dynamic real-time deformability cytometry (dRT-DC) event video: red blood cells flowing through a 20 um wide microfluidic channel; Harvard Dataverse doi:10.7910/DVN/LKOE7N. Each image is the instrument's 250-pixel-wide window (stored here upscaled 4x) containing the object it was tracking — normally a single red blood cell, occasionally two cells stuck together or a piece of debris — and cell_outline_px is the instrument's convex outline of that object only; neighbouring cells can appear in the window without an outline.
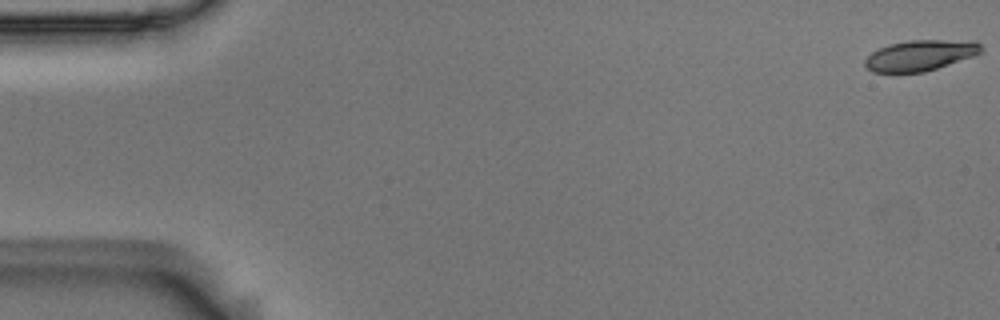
{"species": "Egyptian fruit bat (a non-hibernating species)", "species_latin": "Rousettus aegyptiacus", "temperature_condition": "room temperature", "stored_images_in_passage": 55, "camera_frame_rate_fps": 3000, "um_per_image_px": 0.085, "animal": {"sex": "male"}, "frame": {"image": 1, "passage_image": 1, "time_ms": 0.0, "image_size_px": [1000, 320], "cell_outline_px": [[980, 52], [976, 56], [924, 72], [872, 72], [864, 64], [864, 60], [872, 52], [888, 44], [908, 40], [976, 40], [980, 44]], "centroid_in_image_um": [78.24, 4.7], "position_along_channel_um": 6.8, "area_um2": 20.87}}
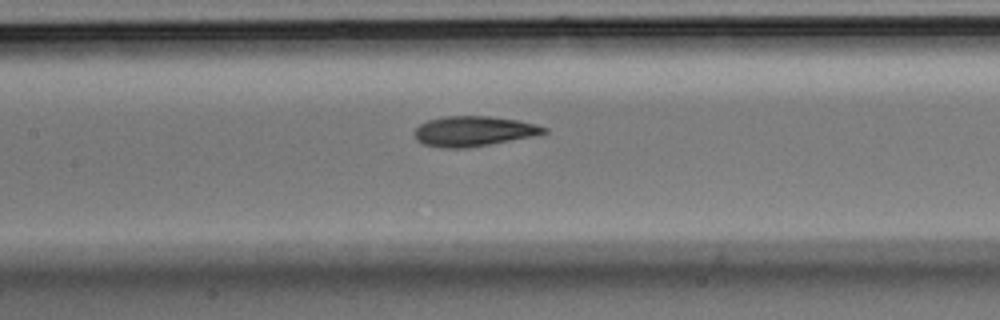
{"frame": {"image": 2, "passage_image": 26, "time_ms": 8.333, "image_size_px": [1000, 320], "cell_outline_px": [[548, 132], [532, 136], [468, 148], [440, 148], [424, 144], [416, 140], [412, 132], [420, 124], [428, 120], [444, 116], [488, 116], [516, 120], [536, 124], [548, 128]], "centroid_in_image_um": [40.21, 11.15], "position_along_channel_um": 167.2, "area_um2": 22.72}}
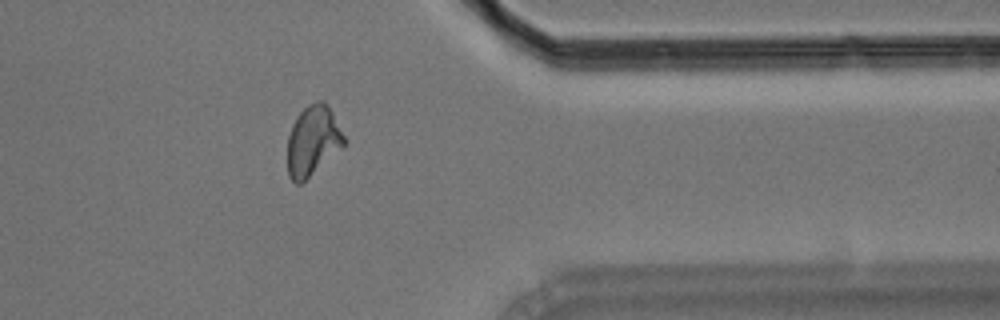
{"frame": {"image": 3, "passage_image": 45, "time_ms": 14.667, "image_size_px": [1000, 320], "cell_outline_px": [[344, 144], [340, 148], [300, 184], [296, 184], [288, 176], [288, 136], [292, 124], [300, 112], [308, 104], [316, 100], [324, 100], [332, 112], [344, 136]], "centroid_in_image_um": [26.56, 11.93], "position_along_channel_um": 384.8, "area_um2": 22.54}, "authors_computed_cell_mechanics": {"area_um2": 22.3686, "velocity_mm_per_s": 3.6567, "shape_relaxation_time_tau1_ms": 10.1453, "shape_relaxation_time_tau2_ms": 2.1626, "deformation_change_tau1": 0.2347, "deformation_change_tau2": 0.0806}}